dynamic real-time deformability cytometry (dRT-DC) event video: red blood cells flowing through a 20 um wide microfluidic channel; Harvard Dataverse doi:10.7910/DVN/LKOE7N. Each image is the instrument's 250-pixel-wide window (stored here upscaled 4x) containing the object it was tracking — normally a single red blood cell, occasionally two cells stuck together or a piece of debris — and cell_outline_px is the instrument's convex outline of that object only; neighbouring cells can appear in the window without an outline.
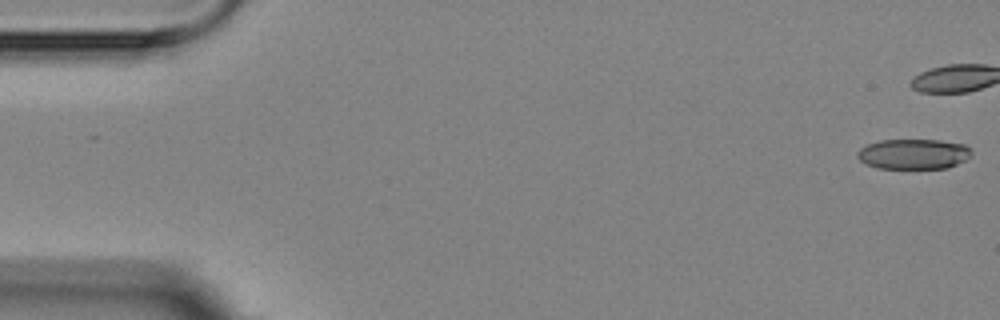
{"species": "Egyptian fruit bat (a non-hibernating species)", "species_latin": "Rousettus aegyptiacus", "temperature_condition": "room temperature", "stored_images_in_passage": 3, "camera_frame_rate_fps": 3000, "um_per_image_px": 0.085, "animal": {"sex": "female"}, "frame": {"image": 1, "passage_image": 1, "time_ms": 0.0, "image_size_px": [1000, 320], "cell_outline_px": [[972, 156], [948, 168], [876, 168], [864, 164], [856, 156], [856, 152], [860, 148], [868, 144], [880, 140], [940, 140], [964, 144], [972, 148]], "centroid_in_image_um": [77.64, 13.09], "position_along_channel_um": 7.4, "area_um2": 20.29}}